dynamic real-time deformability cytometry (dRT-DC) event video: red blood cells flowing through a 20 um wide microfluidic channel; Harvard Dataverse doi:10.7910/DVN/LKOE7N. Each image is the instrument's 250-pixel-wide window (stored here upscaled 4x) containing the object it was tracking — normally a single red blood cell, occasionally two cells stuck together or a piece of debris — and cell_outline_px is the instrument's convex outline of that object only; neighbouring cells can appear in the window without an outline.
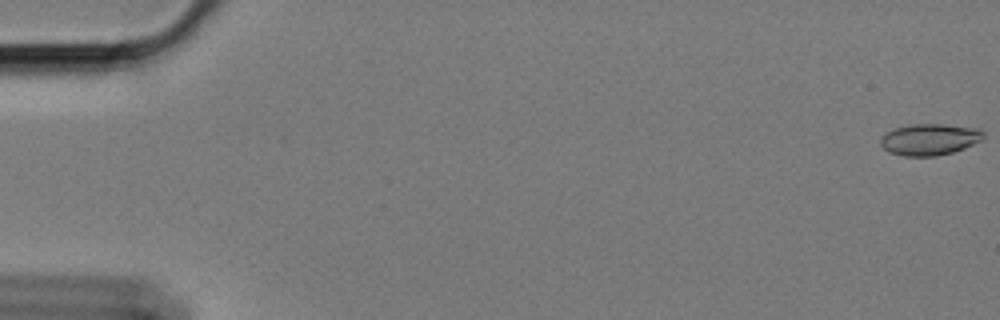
{"species": "Egyptian fruit bat (a non-hibernating species)", "species_latin": "Rousettus aegyptiacus", "temperature_condition": "cold", "stored_images_in_passage": 12, "camera_frame_rate_fps": 3000, "um_per_image_px": 0.085, "animal": {"sex": "female"}, "frame": {"image": 1, "passage_image": 1, "time_ms": 0.0, "image_size_px": [1000, 320], "cell_outline_px": [[984, 136], [980, 140], [964, 148], [952, 152], [936, 156], [904, 156], [888, 152], [880, 144], [880, 136], [892, 128], [912, 124], [940, 124], [980, 128], [984, 132]], "centroid_in_image_um": [78.97, 11.84], "position_along_channel_um": 6.0, "area_um2": 18.96}}